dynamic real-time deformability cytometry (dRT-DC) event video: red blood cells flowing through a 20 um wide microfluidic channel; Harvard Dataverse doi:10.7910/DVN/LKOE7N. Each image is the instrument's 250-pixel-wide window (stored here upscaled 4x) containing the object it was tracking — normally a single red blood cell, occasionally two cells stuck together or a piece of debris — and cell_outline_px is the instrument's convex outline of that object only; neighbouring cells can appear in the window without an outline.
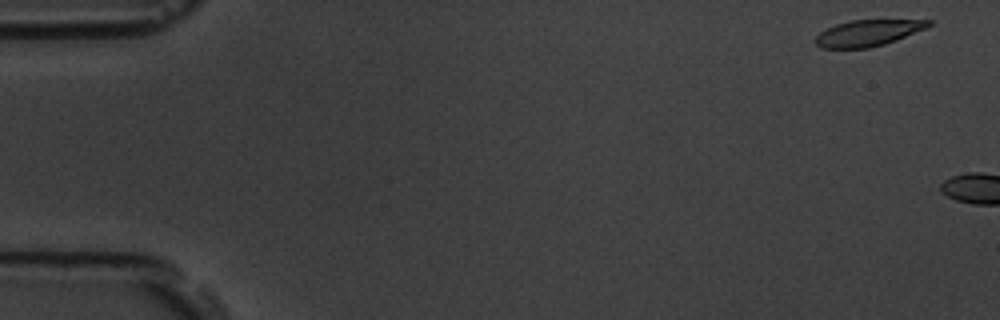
{"species": "common noctule bat (a hibernating species)", "species_latin": "Nyctalus noctula", "temperature_condition": "room temperature", "stored_images_in_passage": 2, "camera_frame_rate_fps": 3000, "um_per_image_px": 0.085, "animal": {"sex": "male", "body_mass_g": 19.5, "forearm_length_mm": 54.6}, "frame": {"image": 1, "passage_image": 1, "time_ms": 0.0, "image_size_px": [1000, 320], "cell_outline_px": [[932, 24], [924, 28], [896, 40], [884, 44], [868, 48], [820, 48], [812, 40], [820, 32], [836, 24], [852, 20], [932, 20]], "centroid_in_image_um": [73.71, 2.81], "position_along_channel_um": 11.3, "area_um2": 17.11}}